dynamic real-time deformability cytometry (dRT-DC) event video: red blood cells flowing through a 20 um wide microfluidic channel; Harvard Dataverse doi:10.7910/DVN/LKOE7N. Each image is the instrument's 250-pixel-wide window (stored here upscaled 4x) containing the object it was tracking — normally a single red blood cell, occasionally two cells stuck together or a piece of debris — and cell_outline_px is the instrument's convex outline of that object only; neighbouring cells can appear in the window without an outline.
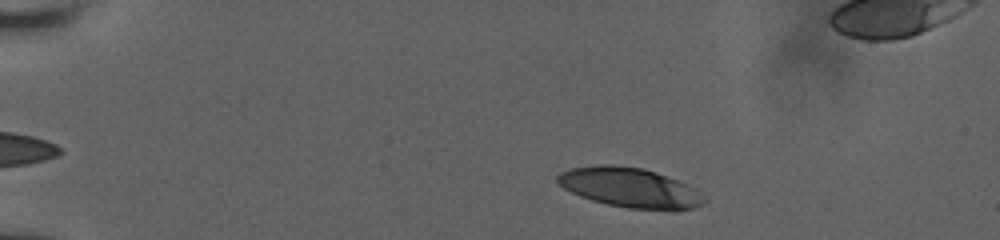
{"species": "human", "species_latin": "Homo sapiens", "temperature_condition": "room temperature", "stored_images_in_passage": 20, "camera_frame_rate_fps": 3000, "um_per_image_px": 0.085, "donor": {"sex": "male"}, "frame": {"image": 1, "passage_image": 5, "time_ms": 1.333, "image_size_px": [1000, 240], "cell_outline_px": [[708, 200], [704, 204], [692, 208], [676, 212], [628, 208], [608, 204], [592, 200], [580, 196], [564, 188], [556, 180], [556, 176], [560, 172], [572, 168], [596, 164], [612, 164], [644, 168], [656, 172], [688, 184], [696, 188]], "centroid_in_image_um": [53.61, 15.96], "position_along_channel_um": 31.4, "area_um2": 34.56}}
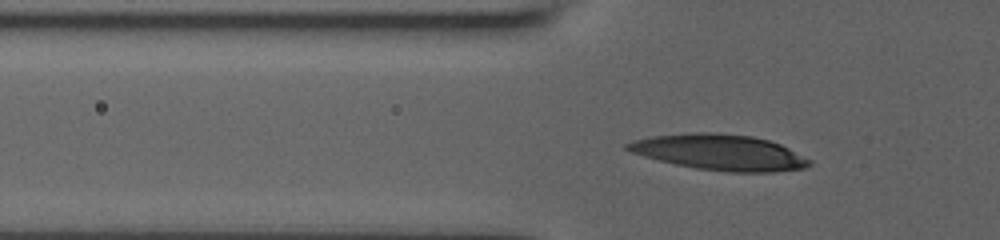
{"frame": {"image": 2, "passage_image": 13, "time_ms": 4.333, "image_size_px": [1000, 240], "cell_outline_px": [[812, 164], [804, 168], [772, 172], [728, 172], [696, 168], [676, 164], [644, 156], [632, 152], [624, 148], [624, 144], [636, 140], [652, 136], [692, 132], [716, 132], [752, 136], [768, 140], [780, 144], [812, 160]], "centroid_in_image_um": [61.19, 12.94], "position_along_channel_um": 64.6, "area_um2": 37.74}}
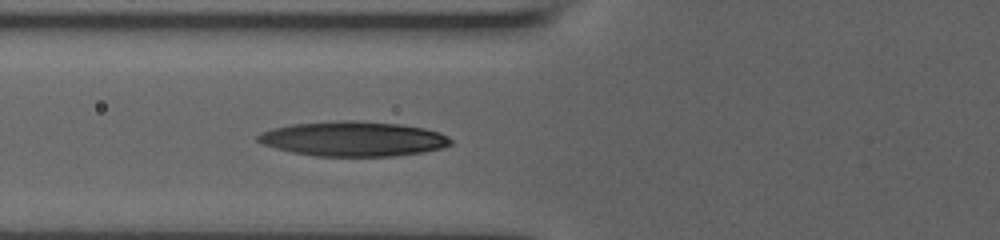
{"frame": {"image": 3, "passage_image": 17, "time_ms": 5.333, "image_size_px": [1000, 240], "cell_outline_px": [[452, 144], [444, 148], [424, 152], [392, 156], [316, 156], [292, 152], [276, 148], [264, 144], [256, 140], [256, 136], [260, 132], [272, 128], [292, 124], [332, 120], [356, 120], [400, 124], [424, 128], [440, 132], [448, 136], [452, 140]], "centroid_in_image_um": [30.04, 11.79], "position_along_channel_um": 95.8, "area_um2": 39.48}}